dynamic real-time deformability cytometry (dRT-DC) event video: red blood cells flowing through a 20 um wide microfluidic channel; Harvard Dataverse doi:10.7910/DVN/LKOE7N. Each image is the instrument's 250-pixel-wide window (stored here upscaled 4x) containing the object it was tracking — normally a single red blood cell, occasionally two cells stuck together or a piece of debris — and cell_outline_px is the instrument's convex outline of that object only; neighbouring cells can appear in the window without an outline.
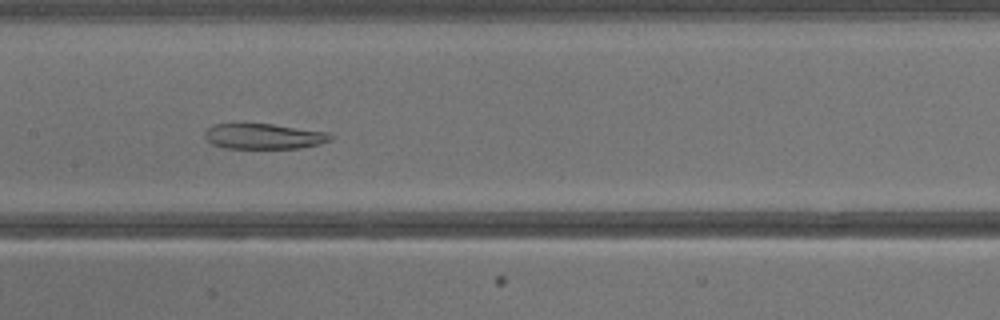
{"species": "common noctule bat (a hibernating species)", "species_latin": "Nyctalus noctula", "temperature_condition": "warm", "stored_images_in_passage": 40, "camera_frame_rate_fps": 3000, "um_per_image_px": 0.085, "animal": {"sex": "male", "body_mass_g": 13.3}, "frame": {"image": 1, "passage_image": 20, "time_ms": 6.333, "image_size_px": [1000, 320], "cell_outline_px": [[336, 136], [332, 140], [320, 144], [300, 148], [224, 148], [212, 144], [204, 136], [204, 132], [212, 124], [272, 124], [328, 132]], "centroid_in_image_um": [22.46, 11.59], "position_along_channel_um": 184.9, "area_um2": 18.73}}
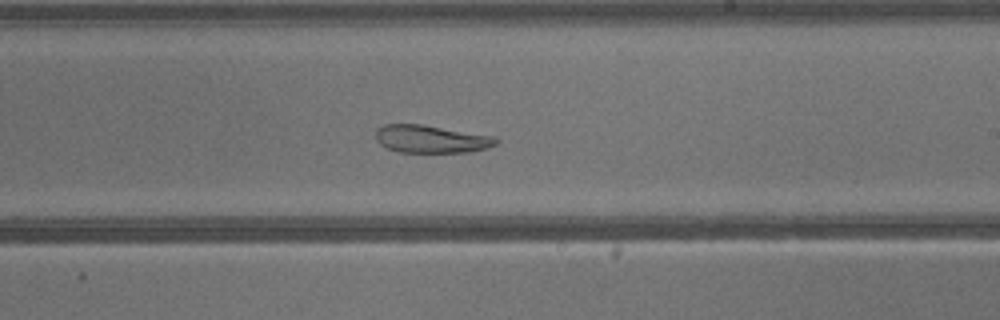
{"frame": {"image": 2, "passage_image": 24, "time_ms": 7.667, "image_size_px": [1000, 320], "cell_outline_px": [[500, 140], [496, 144], [488, 148], [468, 152], [400, 152], [388, 148], [380, 144], [376, 140], [376, 128], [384, 124], [420, 124], [496, 136]], "centroid_in_image_um": [36.67, 11.81], "position_along_channel_um": 252.3, "area_um2": 19.54}}
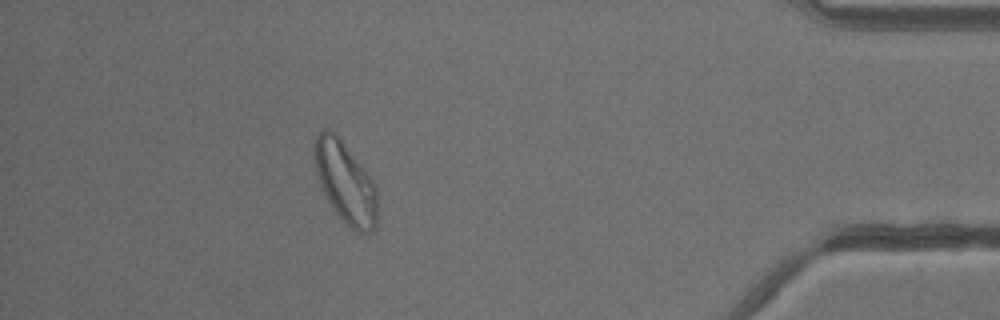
{"frame": {"image": 3, "passage_image": 36, "time_ms": 11.667, "image_size_px": [1000, 320], "cell_outline_px": [[376, 228], [368, 232], [356, 232], [348, 228], [336, 212], [328, 200], [320, 184], [316, 172], [312, 152], [312, 148], [316, 136], [324, 128], [328, 128], [336, 132], [376, 184]], "centroid_in_image_um": [29.33, 15.47], "position_along_channel_um": 405.9, "area_um2": 30.0}}